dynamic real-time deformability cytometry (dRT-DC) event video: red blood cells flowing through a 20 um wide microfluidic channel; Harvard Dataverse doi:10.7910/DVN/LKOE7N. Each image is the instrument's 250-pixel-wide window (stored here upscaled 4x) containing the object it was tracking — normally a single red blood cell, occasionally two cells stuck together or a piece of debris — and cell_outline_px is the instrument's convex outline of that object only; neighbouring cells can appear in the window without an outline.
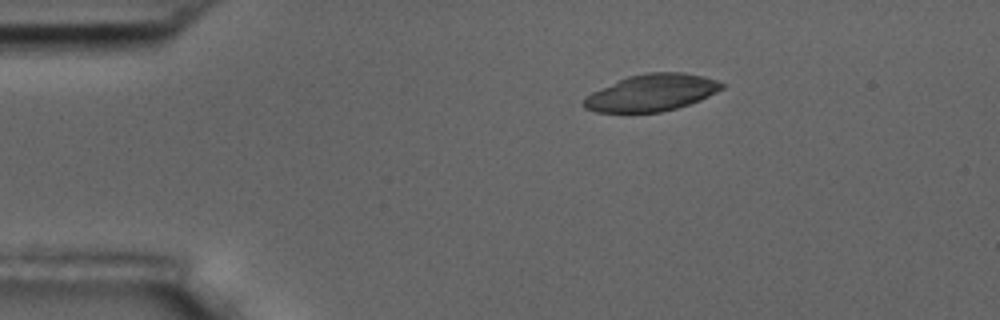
{"species": "common noctule bat (a hibernating species)", "species_latin": "Nyctalus noctula", "temperature_condition": "room temperature", "stored_images_in_passage": 4, "camera_frame_rate_fps": 3000, "um_per_image_px": 0.085, "animal": {"sex": "male", "body_mass_g": 17.5, "forearm_length_mm": 52.3}, "frame": {"image": 1, "passage_image": 1, "time_ms": 0.0, "image_size_px": [1000, 320], "cell_outline_px": [[728, 84], [724, 88], [700, 100], [676, 108], [660, 112], [596, 112], [584, 108], [580, 104], [592, 92], [628, 76], [644, 72], [684, 72], [704, 76]], "centroid_in_image_um": [55.41, 7.87], "position_along_channel_um": 29.6, "area_um2": 29.65}}
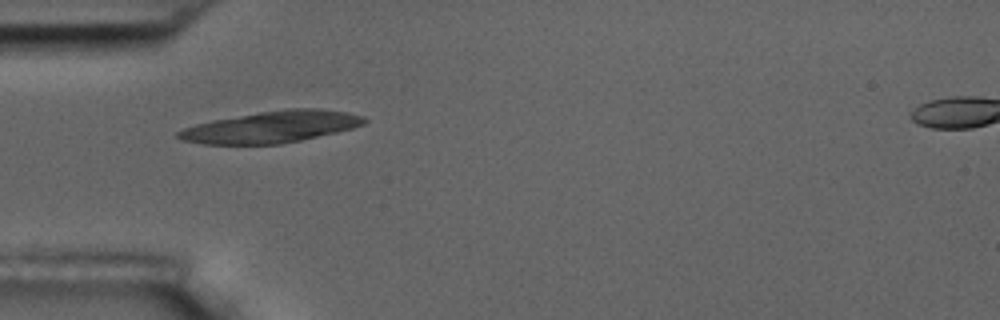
{"frame": {"image": 2, "passage_image": 3, "time_ms": 2.333, "image_size_px": [1000, 320], "cell_outline_px": [[368, 120], [364, 124], [352, 128], [336, 132], [300, 140], [280, 144], [204, 144], [184, 140], [176, 136], [176, 132], [184, 128], [196, 124], [212, 120], [284, 108], [320, 108], [348, 112], [364, 116]], "centroid_in_image_um": [23.1, 10.77], "position_along_channel_um": 61.9, "area_um2": 34.16}}